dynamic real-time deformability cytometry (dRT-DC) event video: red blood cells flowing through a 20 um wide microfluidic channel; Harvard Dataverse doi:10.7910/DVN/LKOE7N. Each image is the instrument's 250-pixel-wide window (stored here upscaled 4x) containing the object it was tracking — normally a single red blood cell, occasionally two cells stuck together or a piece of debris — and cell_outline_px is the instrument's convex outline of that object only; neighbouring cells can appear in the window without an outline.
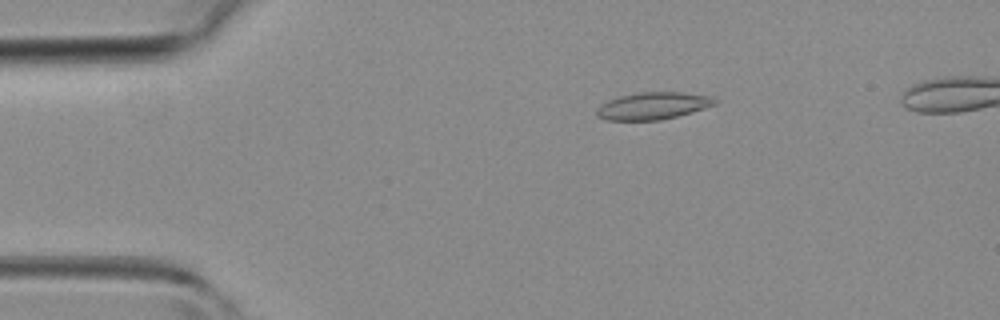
{"species": "common noctule bat (a hibernating species)", "species_latin": "Nyctalus noctula", "temperature_condition": "room temperature", "stored_images_in_passage": 42, "camera_frame_rate_fps": 3000, "um_per_image_px": 0.085, "animal": {"sex": "female", "body_mass_g": 19.3, "forearm_length_mm": 54.1}, "frame": {"image": 1, "passage_image": 8, "time_ms": 2.333, "image_size_px": [1000, 320], "cell_outline_px": [[716, 104], [692, 112], [660, 120], [604, 120], [596, 116], [596, 108], [600, 104], [608, 100], [620, 96], [636, 92], [680, 92], [712, 96], [716, 100]], "centroid_in_image_um": [55.45, 8.99], "position_along_channel_um": 29.5, "area_um2": 18.79}}
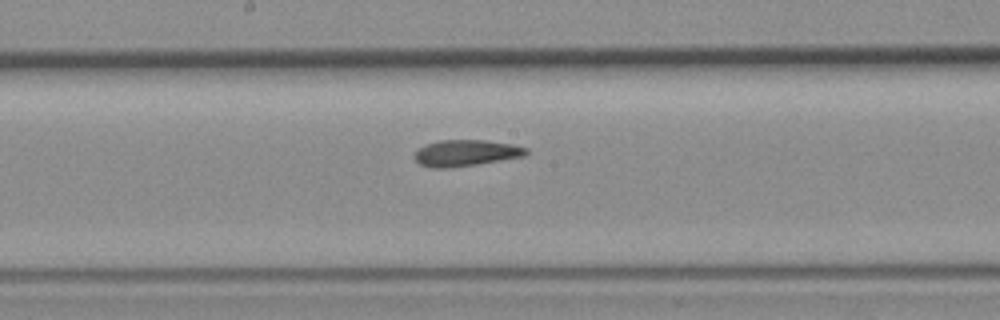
{"frame": {"image": 2, "passage_image": 23, "time_ms": 7.333, "image_size_px": [1000, 320], "cell_outline_px": [[528, 156], [476, 164], [448, 168], [432, 168], [420, 164], [412, 156], [424, 144], [440, 140], [484, 140], [512, 144], [528, 148]], "centroid_in_image_um": [39.62, 13.0], "position_along_channel_um": 208.6, "area_um2": 17.22}}
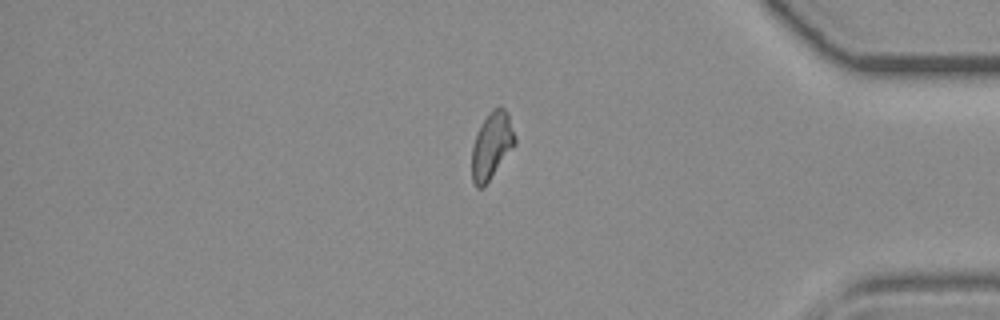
{"frame": {"image": 3, "passage_image": 37, "time_ms": 12.0, "image_size_px": [1000, 320], "cell_outline_px": [[516, 144], [484, 188], [476, 188], [472, 180], [472, 144], [484, 120], [492, 108], [504, 108], [508, 112], [516, 136]], "centroid_in_image_um": [41.81, 12.41], "position_along_channel_um": 393.4, "area_um2": 16.82}}